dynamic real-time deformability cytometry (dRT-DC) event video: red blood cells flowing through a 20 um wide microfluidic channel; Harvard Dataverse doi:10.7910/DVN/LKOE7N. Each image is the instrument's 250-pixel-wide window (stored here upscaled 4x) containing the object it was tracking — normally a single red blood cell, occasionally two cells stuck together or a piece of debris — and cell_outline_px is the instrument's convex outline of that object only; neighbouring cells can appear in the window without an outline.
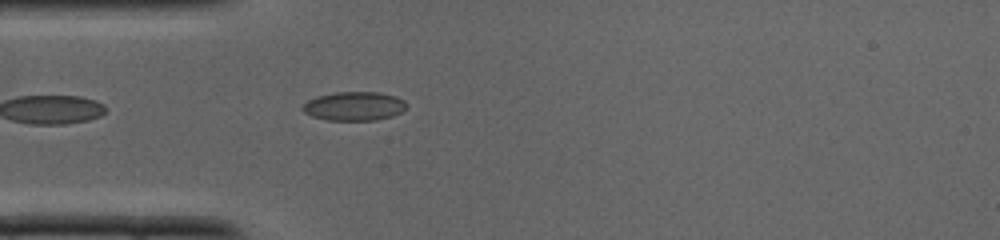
{"species": "common noctule bat (a hibernating species)", "species_latin": "Nyctalus noctula", "temperature_condition": "cold", "stored_images_in_passage": 28, "camera_frame_rate_fps": 3000, "um_per_image_px": 0.085, "animal": {"sex": "male", "body_mass_g": 19.0, "forearm_length_mm": 50.8}, "frame": {"image": 1, "passage_image": 1, "time_ms": 0.0, "image_size_px": [1000, 240], "cell_outline_px": [[408, 104], [400, 112], [392, 116], [376, 120], [328, 120], [312, 116], [304, 112], [300, 108], [308, 100], [316, 96], [336, 92], [380, 92], [396, 96], [404, 100]], "centroid_in_image_um": [30.1, 9.01], "position_along_channel_um": 54.9, "area_um2": 17.51}}
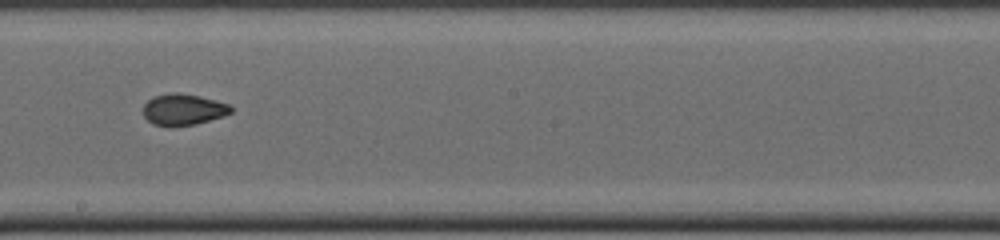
{"frame": {"image": 2, "passage_image": 11, "time_ms": 3.333, "image_size_px": [1000, 240], "cell_outline_px": [[232, 112], [224, 116], [196, 124], [172, 128], [168, 128], [152, 124], [144, 116], [144, 104], [152, 96], [172, 92], [176, 92], [200, 96], [216, 100], [228, 104], [232, 108]], "centroid_in_image_um": [15.56, 9.33], "position_along_channel_um": 232.6, "area_um2": 16.36}}
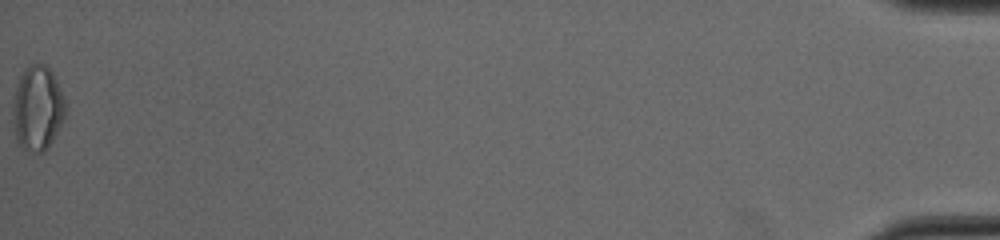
{"frame": {"image": 3, "passage_image": 28, "time_ms": 9.0, "image_size_px": [1000, 240], "cell_outline_px": [[64, 116], [52, 140], [44, 152], [24, 152], [16, 140], [12, 116], [12, 100], [20, 76], [24, 68], [28, 64], [44, 64], [52, 72], [64, 96]], "centroid_in_image_um": [3.14, 9.2], "position_along_channel_um": 432.1, "area_um2": 25.95}}